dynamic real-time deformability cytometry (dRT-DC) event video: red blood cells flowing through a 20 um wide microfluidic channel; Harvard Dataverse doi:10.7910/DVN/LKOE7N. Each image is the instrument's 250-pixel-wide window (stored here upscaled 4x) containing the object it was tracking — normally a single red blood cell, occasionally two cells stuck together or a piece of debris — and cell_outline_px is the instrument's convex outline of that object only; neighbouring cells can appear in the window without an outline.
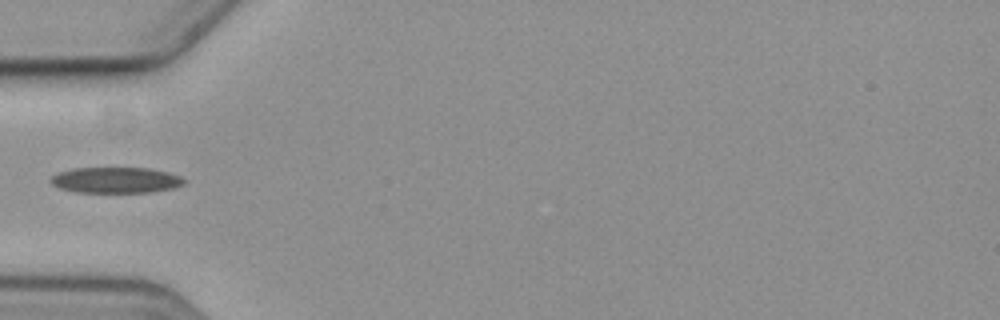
{"species": "common noctule bat (a hibernating species)", "species_latin": "Nyctalus noctula", "temperature_condition": "cold", "stored_images_in_passage": 4, "camera_frame_rate_fps": 3000, "um_per_image_px": 0.085, "animal": {"sex": "female", "body_mass_g": 19.3, "forearm_length_mm": 54.1}, "frame": {"image": 1, "passage_image": 1, "time_ms": 0.0, "image_size_px": [1000, 320], "cell_outline_px": [[184, 184], [172, 188], [148, 192], [76, 192], [60, 188], [52, 184], [48, 180], [56, 172], [72, 168], [148, 168], [168, 172], [180, 176], [184, 180]], "centroid_in_image_um": [9.79, 15.3], "position_along_channel_um": 75.2, "area_um2": 20.06}}
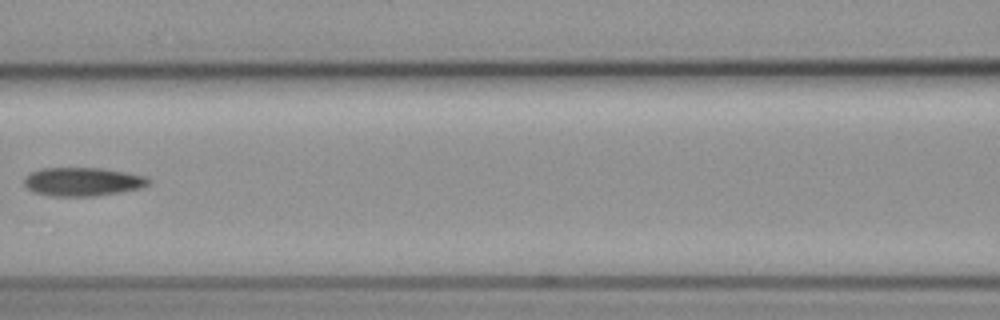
{"frame": {"image": 2, "passage_image": 3, "time_ms": 2.333, "image_size_px": [1000, 320], "cell_outline_px": [[152, 180], [144, 188], [96, 196], [52, 196], [32, 192], [24, 184], [24, 176], [40, 168], [104, 168], [148, 176]], "centroid_in_image_um": [7.06, 15.44], "position_along_channel_um": 159.5, "area_um2": 21.04}}
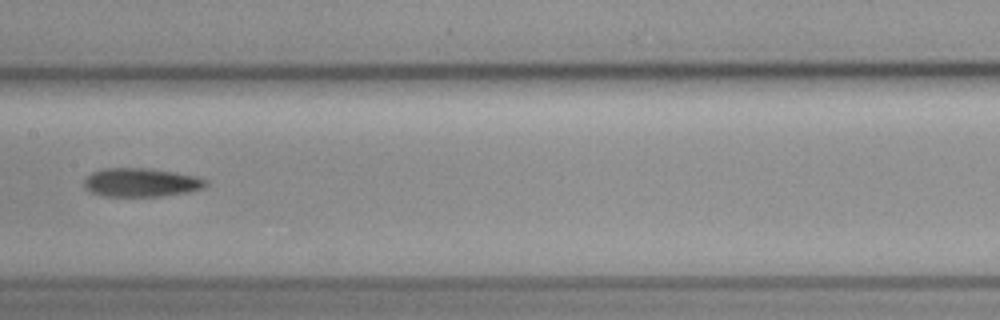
{"frame": {"image": 3, "passage_image": 4, "time_ms": 3.333, "image_size_px": [1000, 320], "cell_outline_px": [[208, 184], [200, 188], [188, 192], [164, 196], [104, 196], [92, 192], [84, 188], [84, 180], [92, 172], [100, 168], [148, 168], [176, 172], [196, 176], [208, 180]], "centroid_in_image_um": [11.99, 15.5], "position_along_channel_um": 195.4, "area_um2": 20.4}}